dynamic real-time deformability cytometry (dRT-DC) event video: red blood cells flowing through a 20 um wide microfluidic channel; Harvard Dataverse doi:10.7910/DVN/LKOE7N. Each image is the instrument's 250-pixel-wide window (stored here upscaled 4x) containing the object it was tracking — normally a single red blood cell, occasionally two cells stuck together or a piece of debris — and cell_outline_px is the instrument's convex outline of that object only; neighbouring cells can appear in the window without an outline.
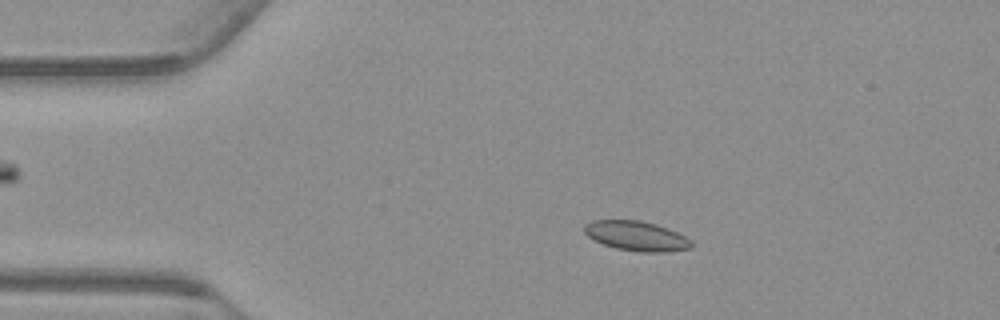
{"species": "common noctule bat (a hibernating species)", "species_latin": "Nyctalus noctula", "temperature_condition": "warm", "stored_images_in_passage": 54, "camera_frame_rate_fps": 3000, "um_per_image_px": 0.085, "animal": {"sex": "male", "body_mass_g": 23.1, "forearm_length_mm": 52.7}, "frame": {"image": 1, "passage_image": 10, "time_ms": 3.0, "image_size_px": [1000, 320], "cell_outline_px": [[692, 248], [668, 252], [640, 252], [616, 248], [604, 244], [588, 236], [584, 232], [584, 224], [592, 220], [640, 220], [656, 224], [668, 228], [692, 240]], "centroid_in_image_um": [54.11, 20.05], "position_along_channel_um": 30.9, "area_um2": 18.55}}
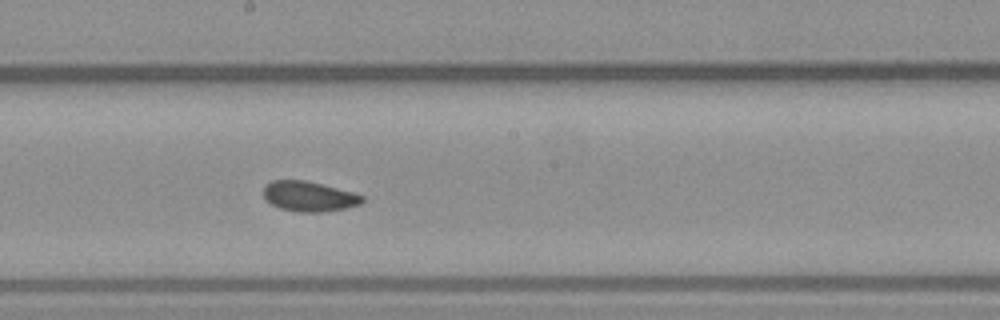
{"frame": {"image": 2, "passage_image": 29, "time_ms": 9.333, "image_size_px": [1000, 320], "cell_outline_px": [[364, 200], [360, 204], [344, 208], [324, 212], [300, 212], [280, 208], [272, 204], [264, 196], [264, 184], [272, 180], [304, 180], [352, 192], [364, 196]], "centroid_in_image_um": [26.25, 16.69], "position_along_channel_um": 221.9, "area_um2": 17.11}}
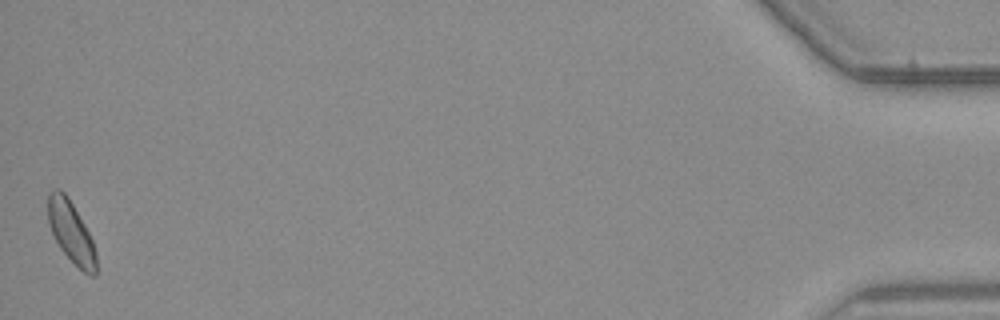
{"frame": {"image": 3, "passage_image": 54, "time_ms": 17.667, "image_size_px": [1000, 320], "cell_outline_px": [[96, 276], [92, 276], [84, 272], [60, 248], [48, 224], [48, 192], [52, 188], [60, 188], [68, 196], [84, 224], [92, 240], [96, 252]], "centroid_in_image_um": [6.03, 19.67], "position_along_channel_um": 429.2, "area_um2": 17.11}, "authors_computed_cell_mechanics": {"area_um2": 17.5134, "velocity_mm_per_s": 3.7427, "shape_relaxation_time_tau1_ms": null, "shape_relaxation_time_tau2_ms": 3.7025, "deformation_change_tau1": null, "deformation_change_tau2": 0.0621}}